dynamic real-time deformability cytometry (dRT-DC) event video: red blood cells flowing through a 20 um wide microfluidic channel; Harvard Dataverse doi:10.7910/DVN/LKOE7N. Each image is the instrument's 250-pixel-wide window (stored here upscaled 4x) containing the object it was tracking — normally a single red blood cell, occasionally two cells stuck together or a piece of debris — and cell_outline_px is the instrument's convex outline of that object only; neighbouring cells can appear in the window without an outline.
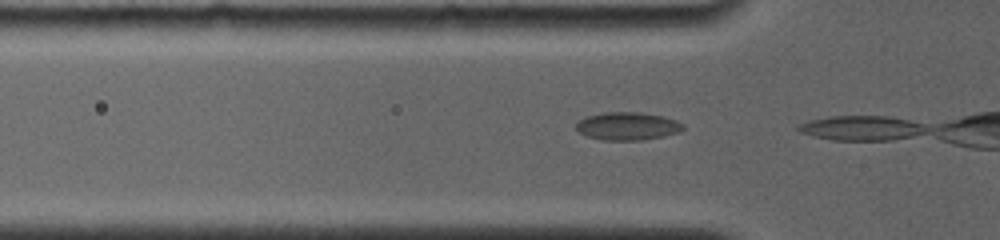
{"species": "common noctule bat (a hibernating species)", "species_latin": "Nyctalus noctula", "temperature_condition": "room temperature", "stored_images_in_passage": 3, "camera_frame_rate_fps": 4000, "um_per_image_px": 0.085, "animal": {"sex": "female", "body_mass_g": 19.0, "forearm_length_mm": 56.7}, "frame": {"image": 1, "passage_image": 2, "time_ms": 0.25, "image_size_px": [1000, 240], "cell_outline_px": [[684, 128], [680, 132], [664, 136], [640, 140], [604, 140], [588, 136], [580, 132], [576, 128], [576, 124], [580, 120], [588, 116], [604, 112], [640, 112], [660, 116], [676, 120], [684, 124]], "centroid_in_image_um": [53.37, 10.72], "position_along_channel_um": 72.4, "area_um2": 17.22}}